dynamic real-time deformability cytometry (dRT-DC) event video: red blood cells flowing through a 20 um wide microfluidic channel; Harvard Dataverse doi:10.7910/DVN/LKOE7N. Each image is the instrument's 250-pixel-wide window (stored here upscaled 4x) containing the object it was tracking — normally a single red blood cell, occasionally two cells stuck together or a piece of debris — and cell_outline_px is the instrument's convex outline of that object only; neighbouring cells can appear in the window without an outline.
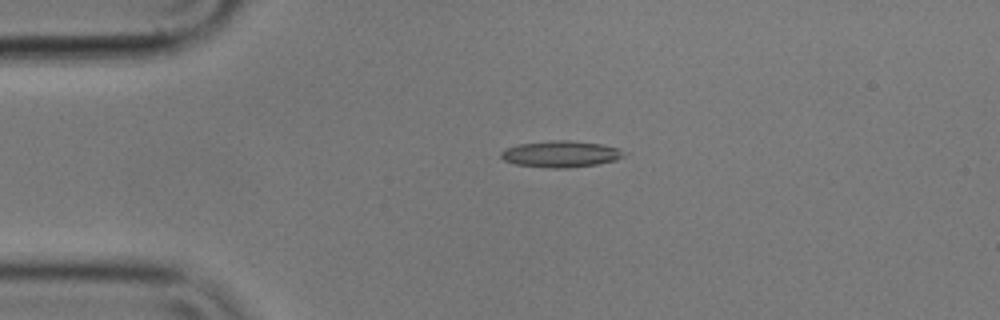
{"species": "common noctule bat (a hibernating species)", "species_latin": "Nyctalus noctula", "temperature_condition": "cold", "stored_images_in_passage": 3, "camera_frame_rate_fps": 3000, "um_per_image_px": 0.085, "animal": {"sex": "male", "body_mass_g": 17.9}, "frame": {"image": 1, "passage_image": 3, "time_ms": 0.667, "image_size_px": [1000, 320], "cell_outline_px": [[628, 152], [624, 156], [616, 160], [596, 164], [568, 168], [548, 168], [516, 164], [504, 160], [500, 156], [500, 152], [504, 148], [516, 144], [552, 140], [568, 140], [600, 144], [616, 148]], "centroid_in_image_um": [47.63, 13.09], "position_along_channel_um": 37.4, "area_um2": 19.02}}